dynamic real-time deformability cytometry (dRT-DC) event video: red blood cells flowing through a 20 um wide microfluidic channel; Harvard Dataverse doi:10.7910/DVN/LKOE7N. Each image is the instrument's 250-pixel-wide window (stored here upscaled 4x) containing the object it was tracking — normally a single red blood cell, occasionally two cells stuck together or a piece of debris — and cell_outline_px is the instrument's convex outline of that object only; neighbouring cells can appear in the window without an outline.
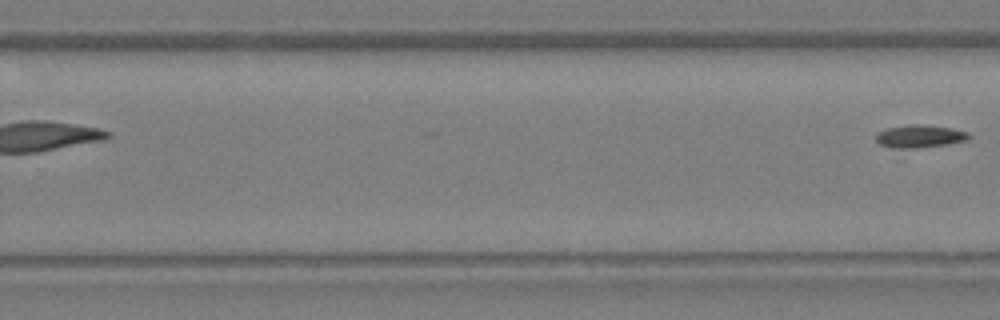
{"species": "Egyptian fruit bat (a non-hibernating species)", "species_latin": "Rousettus aegyptiacus", "temperature_condition": "warm", "stored_images_in_passage": 16, "segment_of_instrument_passage": [2, 2], "camera_frame_rate_fps": 3000, "um_per_image_px": 0.085, "animal": {"sex": "female"}, "frame": {"image": 1, "passage_image": 16, "time_ms": 5.0, "image_size_px": [1000, 320], "cell_outline_px": [[972, 136], [968, 140], [948, 144], [916, 148], [892, 148], [880, 144], [876, 140], [876, 132], [888, 128], [912, 124], [916, 124], [952, 128], [968, 132]], "centroid_in_image_um": [78.19, 11.59], "position_along_channel_um": 251.6, "area_um2": 12.31}}